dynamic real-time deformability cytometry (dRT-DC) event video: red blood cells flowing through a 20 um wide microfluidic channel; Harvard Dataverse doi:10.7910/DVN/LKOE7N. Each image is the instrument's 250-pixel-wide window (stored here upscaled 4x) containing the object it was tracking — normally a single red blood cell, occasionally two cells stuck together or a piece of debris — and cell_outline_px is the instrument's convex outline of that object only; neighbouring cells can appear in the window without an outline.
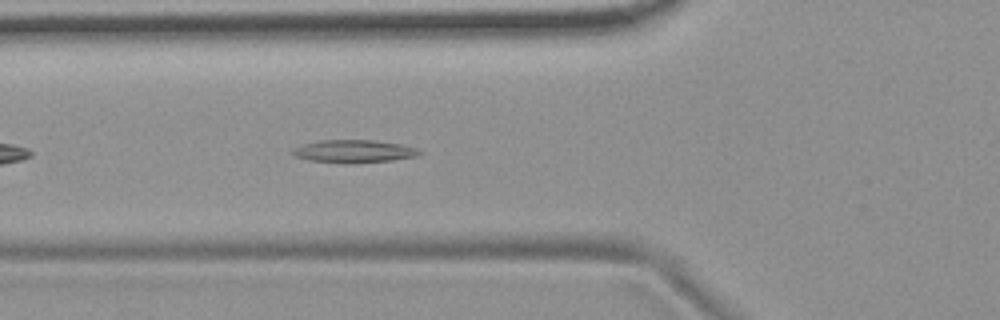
{"species": "common noctule bat (a hibernating species)", "species_latin": "Nyctalus noctula", "temperature_condition": "room temperature", "stored_images_in_passage": 40, "camera_frame_rate_fps": 3000, "um_per_image_px": 0.085, "animal": {"sex": "female", "body_mass_g": 19.9}, "frame": {"image": 1, "passage_image": 6, "time_ms": 1.667, "image_size_px": [1000, 320], "cell_outline_px": [[424, 152], [416, 156], [392, 160], [348, 164], [344, 164], [308, 160], [296, 156], [288, 152], [292, 148], [316, 140], [372, 140], [400, 144], [416, 148]], "centroid_in_image_um": [30.02, 12.86], "position_along_channel_um": 95.8, "area_um2": 17.05}}
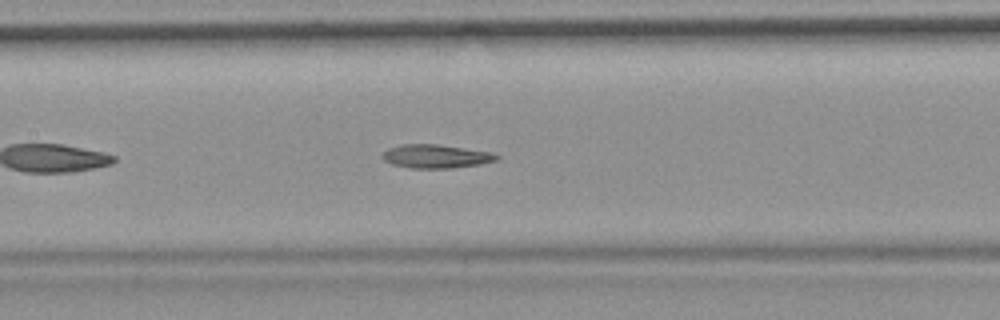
{"frame": {"image": 2, "passage_image": 12, "time_ms": 3.667, "image_size_px": [1000, 320], "cell_outline_px": [[500, 160], [480, 164], [452, 168], [408, 168], [392, 164], [384, 160], [380, 156], [388, 148], [400, 144], [436, 144], [492, 152], [500, 156]], "centroid_in_image_um": [37.06, 13.29], "position_along_channel_um": 170.3, "area_um2": 15.84}}
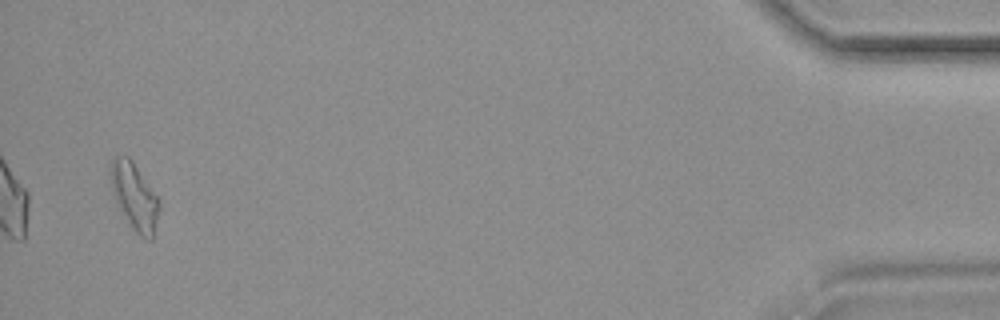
{"frame": {"image": 3, "passage_image": 39, "time_ms": 12.667, "image_size_px": [1000, 320], "cell_outline_px": [[160, 208], [152, 240], [148, 240], [140, 236], [136, 232], [120, 208], [112, 192], [108, 172], [108, 168], [112, 160], [116, 156], [128, 156], [132, 160], [160, 200]], "centroid_in_image_um": [11.42, 16.66], "position_along_channel_um": 423.8, "area_um2": 18.84}, "authors_computed_cell_mechanics": {"area_um2": 16.0395, "velocity_mm_per_s": 3.7204, "shape_relaxation_time_tau1_ms": null, "shape_relaxation_time_tau2_ms": 6.1087, "deformation_change_tau1": null, "deformation_change_tau2": 0.1571}}